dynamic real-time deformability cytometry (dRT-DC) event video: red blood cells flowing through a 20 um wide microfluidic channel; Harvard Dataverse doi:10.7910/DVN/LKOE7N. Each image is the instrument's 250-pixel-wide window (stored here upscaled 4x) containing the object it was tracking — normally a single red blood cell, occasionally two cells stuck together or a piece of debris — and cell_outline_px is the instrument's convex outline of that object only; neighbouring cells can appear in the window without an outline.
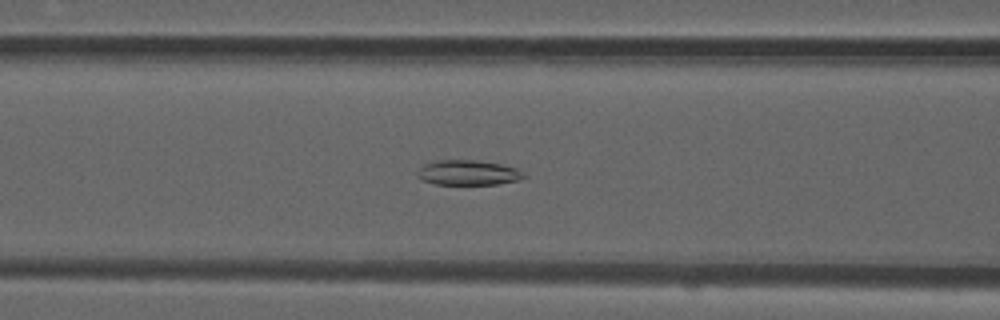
{"species": "common noctule bat (a hibernating species)", "species_latin": "Nyctalus noctula", "temperature_condition": "room temperature", "stored_images_in_passage": 54, "camera_frame_rate_fps": 3000, "um_per_image_px": 0.085, "animal": {"sex": "male", "forearm_length_mm": 52.5}, "frame": {"image": 1, "passage_image": 22, "time_ms": 7.0, "image_size_px": [1000, 320], "cell_outline_px": [[524, 176], [520, 180], [496, 184], [436, 184], [420, 180], [416, 176], [416, 172], [424, 164], [436, 160], [476, 160], [500, 164], [516, 168], [524, 172]], "centroid_in_image_um": [39.75, 14.67], "position_along_channel_um": 126.9, "area_um2": 15.55}}
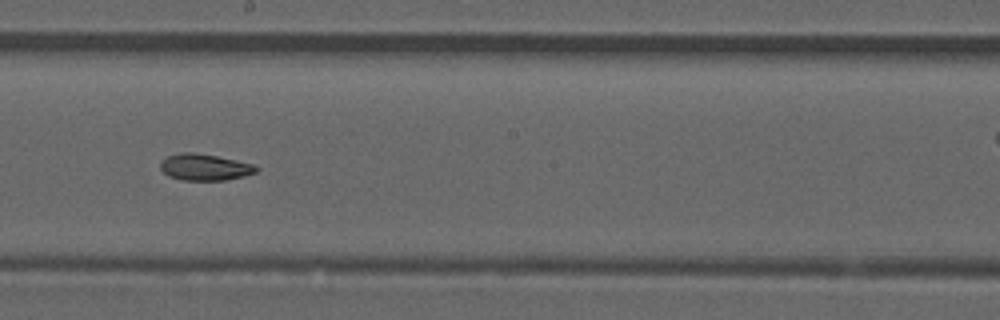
{"frame": {"image": 2, "passage_image": 30, "time_ms": 9.667, "image_size_px": [1000, 320], "cell_outline_px": [[260, 168], [256, 172], [244, 176], [224, 180], [180, 180], [168, 176], [160, 168], [160, 160], [168, 156], [180, 152], [192, 152], [216, 156], [236, 160], [252, 164]], "centroid_in_image_um": [17.37, 14.21], "position_along_channel_um": 230.8, "area_um2": 14.8}}
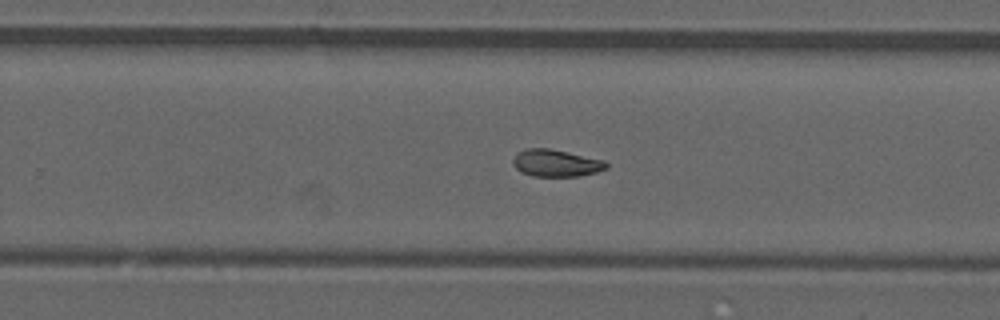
{"frame": {"image": 3, "passage_image": 34, "time_ms": 11.0, "image_size_px": [1000, 320], "cell_outline_px": [[608, 168], [596, 172], [580, 176], [532, 176], [520, 172], [512, 164], [512, 160], [516, 152], [528, 148], [548, 148], [604, 160], [608, 164]], "centroid_in_image_um": [47.23, 13.86], "position_along_channel_um": 282.6, "area_um2": 14.8}}